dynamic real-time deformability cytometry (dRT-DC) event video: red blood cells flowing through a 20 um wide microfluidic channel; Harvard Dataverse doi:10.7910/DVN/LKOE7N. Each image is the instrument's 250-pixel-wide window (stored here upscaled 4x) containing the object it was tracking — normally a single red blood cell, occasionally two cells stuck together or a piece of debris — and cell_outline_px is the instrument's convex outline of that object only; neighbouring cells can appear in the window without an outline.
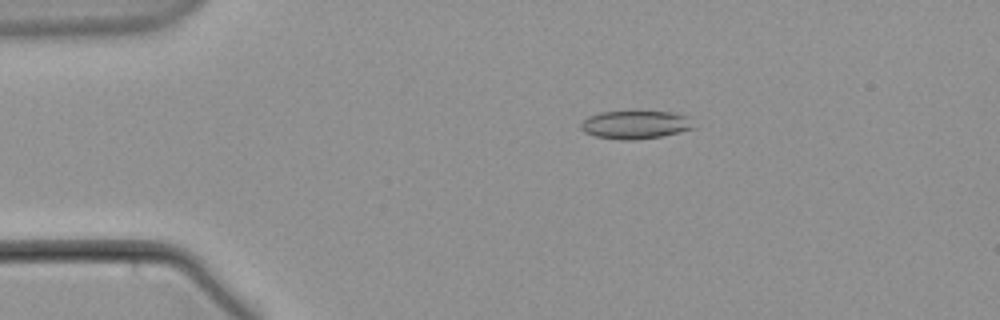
{"species": "common noctule bat (a hibernating species)", "species_latin": "Nyctalus noctula", "temperature_condition": "warm", "stored_images_in_passage": 59, "camera_frame_rate_fps": 3000, "um_per_image_px": 0.085, "animal": {"sex": "male", "body_mass_g": 21.5, "forearm_length_mm": 52.0}, "frame": {"image": 1, "passage_image": 12, "time_ms": 3.667, "image_size_px": [1000, 320], "cell_outline_px": [[696, 128], [660, 136], [632, 140], [624, 140], [596, 136], [584, 132], [580, 128], [580, 124], [588, 116], [600, 112], [672, 112], [688, 116]], "centroid_in_image_um": [54.0, 10.6], "position_along_channel_um": 31.0, "area_um2": 18.32}}
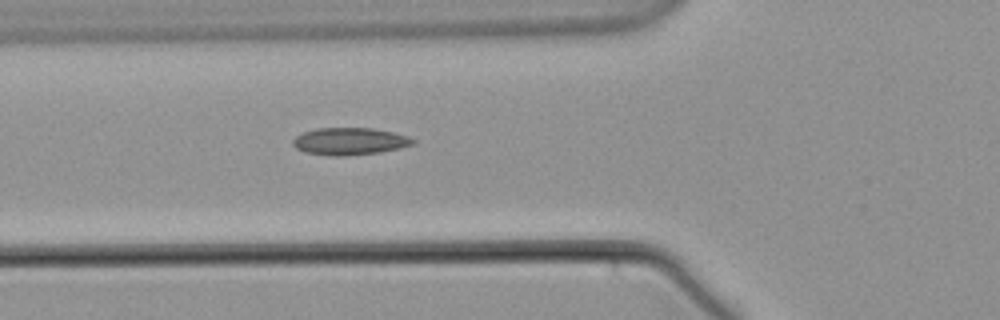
{"frame": {"image": 2, "passage_image": 22, "time_ms": 7.0, "image_size_px": [1000, 320], "cell_outline_px": [[416, 144], [400, 148], [380, 152], [344, 156], [336, 156], [304, 152], [296, 148], [292, 144], [292, 140], [296, 136], [304, 132], [316, 128], [372, 128], [392, 132], [408, 136], [416, 140]], "centroid_in_image_um": [29.74, 12.01], "position_along_channel_um": 96.1, "area_um2": 19.07}}
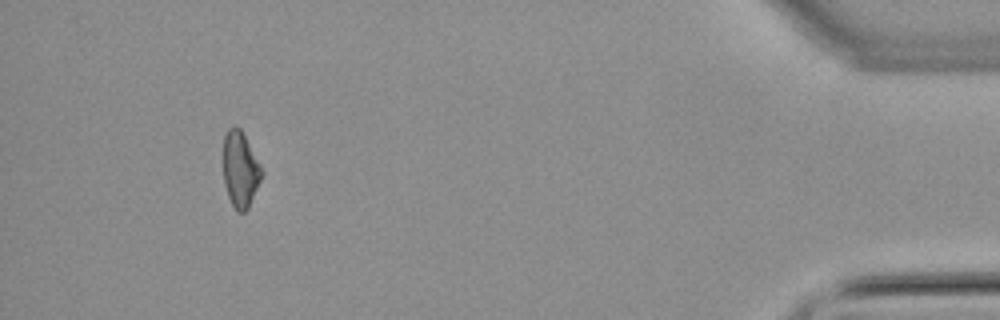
{"frame": {"image": 3, "passage_image": 55, "time_ms": 18.0, "image_size_px": [1000, 320], "cell_outline_px": [[264, 172], [248, 208], [244, 212], [236, 212], [228, 196], [224, 184], [220, 156], [224, 136], [228, 128], [236, 124], [240, 128], [260, 164]], "centroid_in_image_um": [20.36, 14.36], "position_along_channel_um": 414.8, "area_um2": 17.57}}